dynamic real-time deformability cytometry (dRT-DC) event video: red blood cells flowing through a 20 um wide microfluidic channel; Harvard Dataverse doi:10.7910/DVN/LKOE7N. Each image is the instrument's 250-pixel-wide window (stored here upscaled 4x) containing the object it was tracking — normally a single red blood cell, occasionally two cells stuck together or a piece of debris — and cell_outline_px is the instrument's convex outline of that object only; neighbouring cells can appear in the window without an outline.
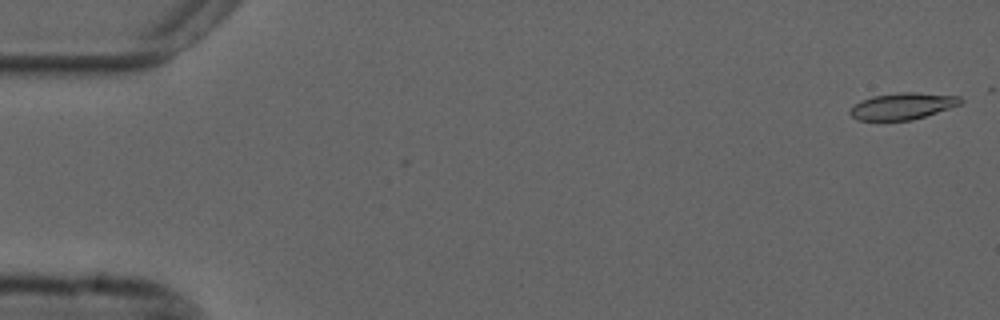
{"species": "common noctule bat (a hibernating species)", "species_latin": "Nyctalus noctula", "temperature_condition": "cold", "stored_images_in_passage": 2, "camera_frame_rate_fps": 3000, "um_per_image_px": 0.085, "animal": {"sex": "male", "forearm_length_mm": 52.5}, "frame": {"image": 1, "passage_image": 2, "time_ms": 0.333, "image_size_px": [1000, 320], "cell_outline_px": [[964, 100], [960, 104], [912, 120], [856, 120], [848, 112], [860, 100], [872, 96], [900, 92], [916, 92], [960, 96]], "centroid_in_image_um": [76.7, 9.01], "position_along_channel_um": 8.3, "area_um2": 16.99}}